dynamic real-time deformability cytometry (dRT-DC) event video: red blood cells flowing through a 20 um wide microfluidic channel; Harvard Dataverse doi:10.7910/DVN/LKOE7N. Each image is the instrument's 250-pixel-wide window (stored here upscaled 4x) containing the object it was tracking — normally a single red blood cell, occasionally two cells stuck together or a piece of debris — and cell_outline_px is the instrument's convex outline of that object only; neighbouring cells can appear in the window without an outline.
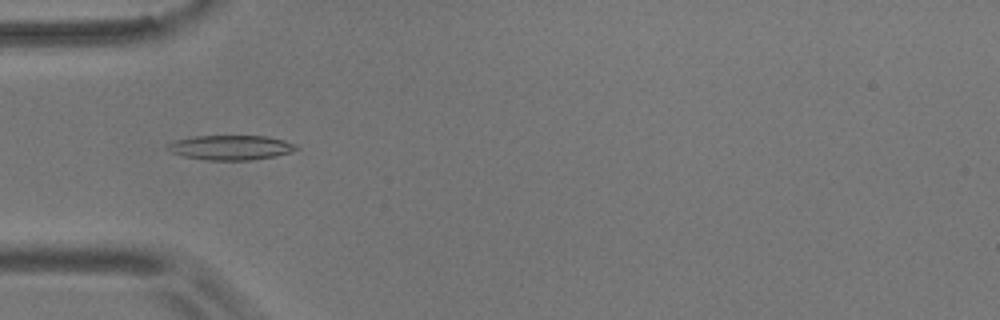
{"species": "common noctule bat (a hibernating species)", "species_latin": "Nyctalus noctula", "temperature_condition": "room temperature", "stored_images_in_passage": 36, "camera_frame_rate_fps": 3000, "um_per_image_px": 0.085, "animal": {"sex": "male", "body_mass_g": 17.9}, "frame": {"image": 1, "passage_image": 8, "time_ms": 2.333, "image_size_px": [1000, 320], "cell_outline_px": [[300, 148], [292, 152], [276, 156], [248, 160], [208, 160], [184, 156], [172, 152], [164, 148], [164, 144], [176, 140], [196, 136], [268, 136], [284, 140], [296, 144]], "centroid_in_image_um": [19.62, 12.53], "position_along_channel_um": 65.4, "area_um2": 18.61}}
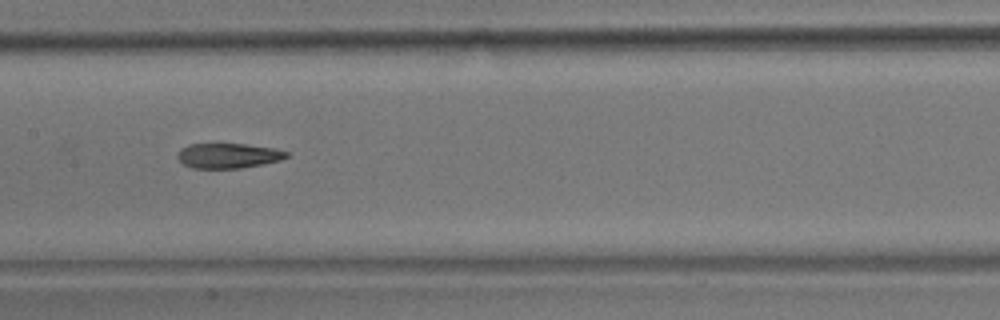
{"frame": {"image": 2, "passage_image": 18, "time_ms": 5.667, "image_size_px": [1000, 320], "cell_outline_px": [[288, 156], [280, 160], [264, 164], [240, 168], [192, 168], [184, 164], [176, 156], [180, 148], [188, 144], [244, 144], [276, 148], [288, 152]], "centroid_in_image_um": [19.39, 13.23], "position_along_channel_um": 188.0, "area_um2": 15.9}}
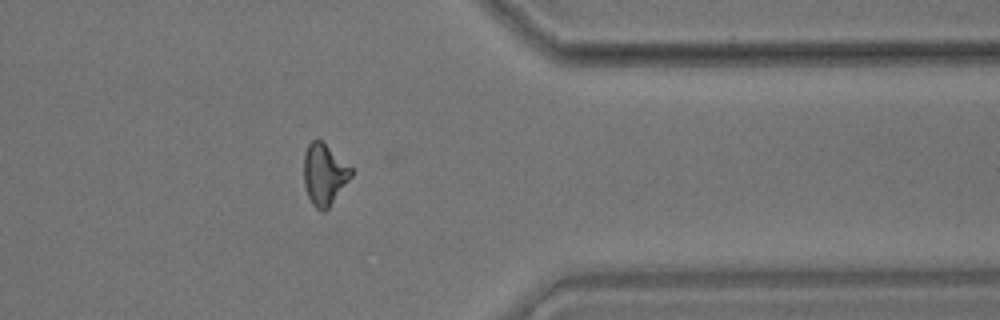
{"frame": {"image": 3, "passage_image": 35, "time_ms": 11.333, "image_size_px": [1000, 320], "cell_outline_px": [[352, 176], [328, 208], [324, 212], [320, 212], [312, 204], [308, 196], [304, 184], [304, 152], [308, 144], [312, 140], [320, 140], [352, 168]], "centroid_in_image_um": [27.54, 14.84], "position_along_channel_um": 383.9, "area_um2": 16.7}, "authors_computed_cell_mechanics": {"area_um2": 16.8198, "velocity_mm_per_s": 3.6677, "shape_relaxation_time_tau1_ms": 4.8372, "shape_relaxation_time_tau2_ms": 3.0993, "deformation_change_tau1": 0.1809, "deformation_change_tau2": 0.1189}}